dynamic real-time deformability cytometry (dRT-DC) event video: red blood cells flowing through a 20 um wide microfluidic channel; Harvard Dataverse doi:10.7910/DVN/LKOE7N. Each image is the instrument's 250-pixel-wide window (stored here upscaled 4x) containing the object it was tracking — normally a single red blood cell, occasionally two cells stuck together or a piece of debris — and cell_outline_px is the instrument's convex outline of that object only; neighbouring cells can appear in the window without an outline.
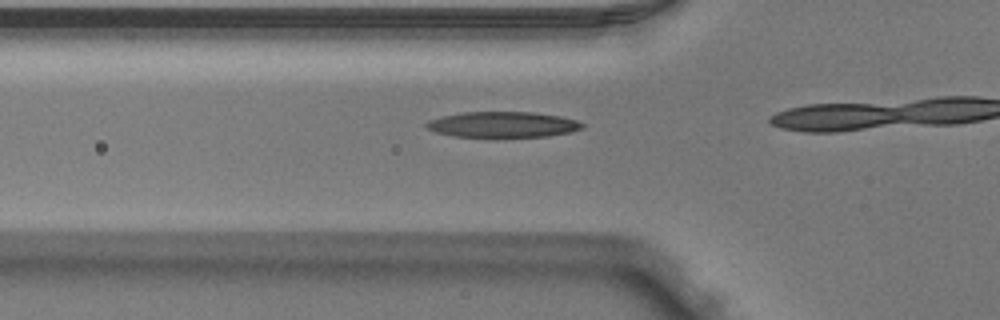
{"species": "Egyptian fruit bat (a non-hibernating species)", "species_latin": "Rousettus aegyptiacus", "temperature_condition": "warm", "stored_images_in_passage": 16, "camera_frame_rate_fps": 3000, "um_per_image_px": 0.085, "animal": {"sex": "male"}, "frame": {"image": 1, "passage_image": 14, "time_ms": 4.333, "image_size_px": [1000, 320], "cell_outline_px": [[584, 128], [572, 132], [548, 136], [456, 136], [436, 132], [428, 128], [424, 124], [428, 120], [460, 112], [532, 112], [560, 116], [576, 120], [584, 124]], "centroid_in_image_um": [42.77, 10.57], "position_along_channel_um": 83.0, "area_um2": 23.06}}